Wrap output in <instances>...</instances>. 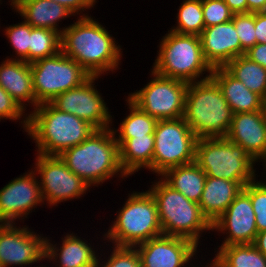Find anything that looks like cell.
<instances>
[{
    "label": "cell",
    "instance_id": "obj_6",
    "mask_svg": "<svg viewBox=\"0 0 266 267\" xmlns=\"http://www.w3.org/2000/svg\"><path fill=\"white\" fill-rule=\"evenodd\" d=\"M147 189L154 197L163 235L182 237L200 247L203 233L212 232V224L198 203L169 186L160 176Z\"/></svg>",
    "mask_w": 266,
    "mask_h": 267
},
{
    "label": "cell",
    "instance_id": "obj_42",
    "mask_svg": "<svg viewBox=\"0 0 266 267\" xmlns=\"http://www.w3.org/2000/svg\"><path fill=\"white\" fill-rule=\"evenodd\" d=\"M253 245L266 257V230L257 233Z\"/></svg>",
    "mask_w": 266,
    "mask_h": 267
},
{
    "label": "cell",
    "instance_id": "obj_19",
    "mask_svg": "<svg viewBox=\"0 0 266 267\" xmlns=\"http://www.w3.org/2000/svg\"><path fill=\"white\" fill-rule=\"evenodd\" d=\"M226 138L243 147L260 164L266 159V119L263 110L233 114Z\"/></svg>",
    "mask_w": 266,
    "mask_h": 267
},
{
    "label": "cell",
    "instance_id": "obj_15",
    "mask_svg": "<svg viewBox=\"0 0 266 267\" xmlns=\"http://www.w3.org/2000/svg\"><path fill=\"white\" fill-rule=\"evenodd\" d=\"M27 171L0 189V223H24L38 206L45 205L37 174L32 168Z\"/></svg>",
    "mask_w": 266,
    "mask_h": 267
},
{
    "label": "cell",
    "instance_id": "obj_48",
    "mask_svg": "<svg viewBox=\"0 0 266 267\" xmlns=\"http://www.w3.org/2000/svg\"><path fill=\"white\" fill-rule=\"evenodd\" d=\"M210 267H219L215 263H213Z\"/></svg>",
    "mask_w": 266,
    "mask_h": 267
},
{
    "label": "cell",
    "instance_id": "obj_7",
    "mask_svg": "<svg viewBox=\"0 0 266 267\" xmlns=\"http://www.w3.org/2000/svg\"><path fill=\"white\" fill-rule=\"evenodd\" d=\"M157 48L151 68L155 73L186 83L211 77L213 68L204 58L199 35L168 30Z\"/></svg>",
    "mask_w": 266,
    "mask_h": 267
},
{
    "label": "cell",
    "instance_id": "obj_49",
    "mask_svg": "<svg viewBox=\"0 0 266 267\" xmlns=\"http://www.w3.org/2000/svg\"><path fill=\"white\" fill-rule=\"evenodd\" d=\"M36 267H46V265L44 264H41L40 266H36Z\"/></svg>",
    "mask_w": 266,
    "mask_h": 267
},
{
    "label": "cell",
    "instance_id": "obj_38",
    "mask_svg": "<svg viewBox=\"0 0 266 267\" xmlns=\"http://www.w3.org/2000/svg\"><path fill=\"white\" fill-rule=\"evenodd\" d=\"M70 10L76 17H88V10L94 8L98 0H51ZM84 12V13H83ZM86 12V13H85ZM79 15V16H77Z\"/></svg>",
    "mask_w": 266,
    "mask_h": 267
},
{
    "label": "cell",
    "instance_id": "obj_8",
    "mask_svg": "<svg viewBox=\"0 0 266 267\" xmlns=\"http://www.w3.org/2000/svg\"><path fill=\"white\" fill-rule=\"evenodd\" d=\"M195 162L206 176L237 181L243 187L259 177L255 167L259 163L243 147L226 137L198 139Z\"/></svg>",
    "mask_w": 266,
    "mask_h": 267
},
{
    "label": "cell",
    "instance_id": "obj_14",
    "mask_svg": "<svg viewBox=\"0 0 266 267\" xmlns=\"http://www.w3.org/2000/svg\"><path fill=\"white\" fill-rule=\"evenodd\" d=\"M101 76H91L81 86L58 95L51 103L60 111L70 113L88 122L95 129L112 127V117L105 98L97 90L96 81Z\"/></svg>",
    "mask_w": 266,
    "mask_h": 267
},
{
    "label": "cell",
    "instance_id": "obj_24",
    "mask_svg": "<svg viewBox=\"0 0 266 267\" xmlns=\"http://www.w3.org/2000/svg\"><path fill=\"white\" fill-rule=\"evenodd\" d=\"M211 77L223 92L233 114L263 110L264 99L246 88L224 67L213 68Z\"/></svg>",
    "mask_w": 266,
    "mask_h": 267
},
{
    "label": "cell",
    "instance_id": "obj_30",
    "mask_svg": "<svg viewBox=\"0 0 266 267\" xmlns=\"http://www.w3.org/2000/svg\"><path fill=\"white\" fill-rule=\"evenodd\" d=\"M176 14V24L170 31L200 35L205 28L202 0H183Z\"/></svg>",
    "mask_w": 266,
    "mask_h": 267
},
{
    "label": "cell",
    "instance_id": "obj_11",
    "mask_svg": "<svg viewBox=\"0 0 266 267\" xmlns=\"http://www.w3.org/2000/svg\"><path fill=\"white\" fill-rule=\"evenodd\" d=\"M150 71L149 82L126 97L157 120L182 118L188 83L161 76L152 69Z\"/></svg>",
    "mask_w": 266,
    "mask_h": 267
},
{
    "label": "cell",
    "instance_id": "obj_13",
    "mask_svg": "<svg viewBox=\"0 0 266 267\" xmlns=\"http://www.w3.org/2000/svg\"><path fill=\"white\" fill-rule=\"evenodd\" d=\"M28 226L0 223V267H26L46 262V235Z\"/></svg>",
    "mask_w": 266,
    "mask_h": 267
},
{
    "label": "cell",
    "instance_id": "obj_17",
    "mask_svg": "<svg viewBox=\"0 0 266 267\" xmlns=\"http://www.w3.org/2000/svg\"><path fill=\"white\" fill-rule=\"evenodd\" d=\"M135 247L142 267H186L195 258L199 260L197 255L201 252L192 241L170 235L151 238Z\"/></svg>",
    "mask_w": 266,
    "mask_h": 267
},
{
    "label": "cell",
    "instance_id": "obj_46",
    "mask_svg": "<svg viewBox=\"0 0 266 267\" xmlns=\"http://www.w3.org/2000/svg\"><path fill=\"white\" fill-rule=\"evenodd\" d=\"M259 165H262L263 166V169H261V170H264V172H262V176L263 175H265V176H263V178L265 177V179H266V159H264L263 161H262V164H259ZM263 180L265 183H266V180Z\"/></svg>",
    "mask_w": 266,
    "mask_h": 267
},
{
    "label": "cell",
    "instance_id": "obj_3",
    "mask_svg": "<svg viewBox=\"0 0 266 267\" xmlns=\"http://www.w3.org/2000/svg\"><path fill=\"white\" fill-rule=\"evenodd\" d=\"M96 130L88 122L57 109L51 102L28 112L26 133L35 143V152L60 155L87 139Z\"/></svg>",
    "mask_w": 266,
    "mask_h": 267
},
{
    "label": "cell",
    "instance_id": "obj_2",
    "mask_svg": "<svg viewBox=\"0 0 266 267\" xmlns=\"http://www.w3.org/2000/svg\"><path fill=\"white\" fill-rule=\"evenodd\" d=\"M59 157L90 188L102 186L113 178H119L117 181L128 178L120 167L118 144L111 127L94 130L87 139L64 150Z\"/></svg>",
    "mask_w": 266,
    "mask_h": 267
},
{
    "label": "cell",
    "instance_id": "obj_37",
    "mask_svg": "<svg viewBox=\"0 0 266 267\" xmlns=\"http://www.w3.org/2000/svg\"><path fill=\"white\" fill-rule=\"evenodd\" d=\"M205 28L232 20L233 13L224 0H202Z\"/></svg>",
    "mask_w": 266,
    "mask_h": 267
},
{
    "label": "cell",
    "instance_id": "obj_47",
    "mask_svg": "<svg viewBox=\"0 0 266 267\" xmlns=\"http://www.w3.org/2000/svg\"><path fill=\"white\" fill-rule=\"evenodd\" d=\"M263 112H264V116L266 119V100H264V102H263Z\"/></svg>",
    "mask_w": 266,
    "mask_h": 267
},
{
    "label": "cell",
    "instance_id": "obj_31",
    "mask_svg": "<svg viewBox=\"0 0 266 267\" xmlns=\"http://www.w3.org/2000/svg\"><path fill=\"white\" fill-rule=\"evenodd\" d=\"M61 51V34L55 30L30 25L29 63L48 58Z\"/></svg>",
    "mask_w": 266,
    "mask_h": 267
},
{
    "label": "cell",
    "instance_id": "obj_27",
    "mask_svg": "<svg viewBox=\"0 0 266 267\" xmlns=\"http://www.w3.org/2000/svg\"><path fill=\"white\" fill-rule=\"evenodd\" d=\"M213 254L219 267H266V257L253 244L217 246Z\"/></svg>",
    "mask_w": 266,
    "mask_h": 267
},
{
    "label": "cell",
    "instance_id": "obj_39",
    "mask_svg": "<svg viewBox=\"0 0 266 267\" xmlns=\"http://www.w3.org/2000/svg\"><path fill=\"white\" fill-rule=\"evenodd\" d=\"M245 56L250 60L266 68V44L256 43L245 52Z\"/></svg>",
    "mask_w": 266,
    "mask_h": 267
},
{
    "label": "cell",
    "instance_id": "obj_28",
    "mask_svg": "<svg viewBox=\"0 0 266 267\" xmlns=\"http://www.w3.org/2000/svg\"><path fill=\"white\" fill-rule=\"evenodd\" d=\"M224 68L246 88L266 100V68L250 60L245 55L236 57Z\"/></svg>",
    "mask_w": 266,
    "mask_h": 267
},
{
    "label": "cell",
    "instance_id": "obj_34",
    "mask_svg": "<svg viewBox=\"0 0 266 267\" xmlns=\"http://www.w3.org/2000/svg\"><path fill=\"white\" fill-rule=\"evenodd\" d=\"M258 178L246 184L243 190L250 196L257 231L262 232L266 230V183L262 177L259 180Z\"/></svg>",
    "mask_w": 266,
    "mask_h": 267
},
{
    "label": "cell",
    "instance_id": "obj_12",
    "mask_svg": "<svg viewBox=\"0 0 266 267\" xmlns=\"http://www.w3.org/2000/svg\"><path fill=\"white\" fill-rule=\"evenodd\" d=\"M35 156L32 169L37 174L47 208L58 207L65 201L82 199L87 191L90 192L89 185L74 174L58 155L36 153Z\"/></svg>",
    "mask_w": 266,
    "mask_h": 267
},
{
    "label": "cell",
    "instance_id": "obj_45",
    "mask_svg": "<svg viewBox=\"0 0 266 267\" xmlns=\"http://www.w3.org/2000/svg\"><path fill=\"white\" fill-rule=\"evenodd\" d=\"M22 0H8L11 9H13L19 2ZM11 2V3H10ZM2 4V0H0V5Z\"/></svg>",
    "mask_w": 266,
    "mask_h": 267
},
{
    "label": "cell",
    "instance_id": "obj_43",
    "mask_svg": "<svg viewBox=\"0 0 266 267\" xmlns=\"http://www.w3.org/2000/svg\"><path fill=\"white\" fill-rule=\"evenodd\" d=\"M248 4V12H263L266 8V0H246Z\"/></svg>",
    "mask_w": 266,
    "mask_h": 267
},
{
    "label": "cell",
    "instance_id": "obj_21",
    "mask_svg": "<svg viewBox=\"0 0 266 267\" xmlns=\"http://www.w3.org/2000/svg\"><path fill=\"white\" fill-rule=\"evenodd\" d=\"M0 86L28 113L35 109V94L30 63L5 59L0 62ZM30 106V109L27 107Z\"/></svg>",
    "mask_w": 266,
    "mask_h": 267
},
{
    "label": "cell",
    "instance_id": "obj_25",
    "mask_svg": "<svg viewBox=\"0 0 266 267\" xmlns=\"http://www.w3.org/2000/svg\"><path fill=\"white\" fill-rule=\"evenodd\" d=\"M121 169L129 177L144 168L152 172L154 134L133 138H116Z\"/></svg>",
    "mask_w": 266,
    "mask_h": 267
},
{
    "label": "cell",
    "instance_id": "obj_33",
    "mask_svg": "<svg viewBox=\"0 0 266 267\" xmlns=\"http://www.w3.org/2000/svg\"><path fill=\"white\" fill-rule=\"evenodd\" d=\"M109 249L110 251H107L108 254L105 253V248L104 250L99 249L97 267H142L141 258L136 247L112 245ZM101 251L105 252L102 253Z\"/></svg>",
    "mask_w": 266,
    "mask_h": 267
},
{
    "label": "cell",
    "instance_id": "obj_22",
    "mask_svg": "<svg viewBox=\"0 0 266 267\" xmlns=\"http://www.w3.org/2000/svg\"><path fill=\"white\" fill-rule=\"evenodd\" d=\"M22 20L35 28L55 30L60 34L67 27H60L62 20L74 14L67 8L51 0H22L13 9Z\"/></svg>",
    "mask_w": 266,
    "mask_h": 267
},
{
    "label": "cell",
    "instance_id": "obj_20",
    "mask_svg": "<svg viewBox=\"0 0 266 267\" xmlns=\"http://www.w3.org/2000/svg\"><path fill=\"white\" fill-rule=\"evenodd\" d=\"M199 36L204 58L212 68L224 67L236 57L245 55L232 20L204 28Z\"/></svg>",
    "mask_w": 266,
    "mask_h": 267
},
{
    "label": "cell",
    "instance_id": "obj_1",
    "mask_svg": "<svg viewBox=\"0 0 266 267\" xmlns=\"http://www.w3.org/2000/svg\"><path fill=\"white\" fill-rule=\"evenodd\" d=\"M77 17L61 33V51L91 76H108L120 70L123 49L101 22Z\"/></svg>",
    "mask_w": 266,
    "mask_h": 267
},
{
    "label": "cell",
    "instance_id": "obj_23",
    "mask_svg": "<svg viewBox=\"0 0 266 267\" xmlns=\"http://www.w3.org/2000/svg\"><path fill=\"white\" fill-rule=\"evenodd\" d=\"M242 189L243 186L237 181L206 176L199 201L202 214L212 224L226 211Z\"/></svg>",
    "mask_w": 266,
    "mask_h": 267
},
{
    "label": "cell",
    "instance_id": "obj_41",
    "mask_svg": "<svg viewBox=\"0 0 266 267\" xmlns=\"http://www.w3.org/2000/svg\"><path fill=\"white\" fill-rule=\"evenodd\" d=\"M233 14L248 13L246 0H224Z\"/></svg>",
    "mask_w": 266,
    "mask_h": 267
},
{
    "label": "cell",
    "instance_id": "obj_4",
    "mask_svg": "<svg viewBox=\"0 0 266 267\" xmlns=\"http://www.w3.org/2000/svg\"><path fill=\"white\" fill-rule=\"evenodd\" d=\"M183 118L200 138L226 137L233 112L215 80L188 83Z\"/></svg>",
    "mask_w": 266,
    "mask_h": 267
},
{
    "label": "cell",
    "instance_id": "obj_40",
    "mask_svg": "<svg viewBox=\"0 0 266 267\" xmlns=\"http://www.w3.org/2000/svg\"><path fill=\"white\" fill-rule=\"evenodd\" d=\"M255 31L257 43L266 44V14L263 12L255 13Z\"/></svg>",
    "mask_w": 266,
    "mask_h": 267
},
{
    "label": "cell",
    "instance_id": "obj_10",
    "mask_svg": "<svg viewBox=\"0 0 266 267\" xmlns=\"http://www.w3.org/2000/svg\"><path fill=\"white\" fill-rule=\"evenodd\" d=\"M198 137L184 118L158 120L154 130L152 174L195 161Z\"/></svg>",
    "mask_w": 266,
    "mask_h": 267
},
{
    "label": "cell",
    "instance_id": "obj_44",
    "mask_svg": "<svg viewBox=\"0 0 266 267\" xmlns=\"http://www.w3.org/2000/svg\"><path fill=\"white\" fill-rule=\"evenodd\" d=\"M194 262H195L194 264L191 262L186 267H200V264H202V263H200L202 261H199V263L196 264V259H194ZM213 263H214V259L212 257V259H210L208 262H206V264L203 263L204 265H201V267H210Z\"/></svg>",
    "mask_w": 266,
    "mask_h": 267
},
{
    "label": "cell",
    "instance_id": "obj_16",
    "mask_svg": "<svg viewBox=\"0 0 266 267\" xmlns=\"http://www.w3.org/2000/svg\"><path fill=\"white\" fill-rule=\"evenodd\" d=\"M222 236L219 246L253 244L258 233L250 196L242 189L226 211L212 223ZM222 234V235H221Z\"/></svg>",
    "mask_w": 266,
    "mask_h": 267
},
{
    "label": "cell",
    "instance_id": "obj_29",
    "mask_svg": "<svg viewBox=\"0 0 266 267\" xmlns=\"http://www.w3.org/2000/svg\"><path fill=\"white\" fill-rule=\"evenodd\" d=\"M128 113L121 119L119 127H111L115 138H133L154 134L157 119L140 110L127 97H125Z\"/></svg>",
    "mask_w": 266,
    "mask_h": 267
},
{
    "label": "cell",
    "instance_id": "obj_35",
    "mask_svg": "<svg viewBox=\"0 0 266 267\" xmlns=\"http://www.w3.org/2000/svg\"><path fill=\"white\" fill-rule=\"evenodd\" d=\"M232 21L240 39L241 47L247 51L257 43L255 13L233 14Z\"/></svg>",
    "mask_w": 266,
    "mask_h": 267
},
{
    "label": "cell",
    "instance_id": "obj_36",
    "mask_svg": "<svg viewBox=\"0 0 266 267\" xmlns=\"http://www.w3.org/2000/svg\"><path fill=\"white\" fill-rule=\"evenodd\" d=\"M9 120L18 122L23 132L28 126V113L0 86V122Z\"/></svg>",
    "mask_w": 266,
    "mask_h": 267
},
{
    "label": "cell",
    "instance_id": "obj_32",
    "mask_svg": "<svg viewBox=\"0 0 266 267\" xmlns=\"http://www.w3.org/2000/svg\"><path fill=\"white\" fill-rule=\"evenodd\" d=\"M5 30V31H4ZM14 54L7 59L23 60L29 63L30 24L24 20L20 23L8 25L2 30Z\"/></svg>",
    "mask_w": 266,
    "mask_h": 267
},
{
    "label": "cell",
    "instance_id": "obj_26",
    "mask_svg": "<svg viewBox=\"0 0 266 267\" xmlns=\"http://www.w3.org/2000/svg\"><path fill=\"white\" fill-rule=\"evenodd\" d=\"M160 177L187 199L199 204L204 190L206 173L195 161L167 169Z\"/></svg>",
    "mask_w": 266,
    "mask_h": 267
},
{
    "label": "cell",
    "instance_id": "obj_5",
    "mask_svg": "<svg viewBox=\"0 0 266 267\" xmlns=\"http://www.w3.org/2000/svg\"><path fill=\"white\" fill-rule=\"evenodd\" d=\"M114 221L102 234L107 246H129L163 235L157 204L148 190L132 191L121 208L115 213Z\"/></svg>",
    "mask_w": 266,
    "mask_h": 267
},
{
    "label": "cell",
    "instance_id": "obj_9",
    "mask_svg": "<svg viewBox=\"0 0 266 267\" xmlns=\"http://www.w3.org/2000/svg\"><path fill=\"white\" fill-rule=\"evenodd\" d=\"M35 94V108L58 95L81 86L91 75L62 51L30 63Z\"/></svg>",
    "mask_w": 266,
    "mask_h": 267
},
{
    "label": "cell",
    "instance_id": "obj_18",
    "mask_svg": "<svg viewBox=\"0 0 266 267\" xmlns=\"http://www.w3.org/2000/svg\"><path fill=\"white\" fill-rule=\"evenodd\" d=\"M50 239L46 237V267L49 263L53 264L51 267H97L99 247L92 245L93 241L88 242L74 231L65 233L61 244Z\"/></svg>",
    "mask_w": 266,
    "mask_h": 267
}]
</instances>
